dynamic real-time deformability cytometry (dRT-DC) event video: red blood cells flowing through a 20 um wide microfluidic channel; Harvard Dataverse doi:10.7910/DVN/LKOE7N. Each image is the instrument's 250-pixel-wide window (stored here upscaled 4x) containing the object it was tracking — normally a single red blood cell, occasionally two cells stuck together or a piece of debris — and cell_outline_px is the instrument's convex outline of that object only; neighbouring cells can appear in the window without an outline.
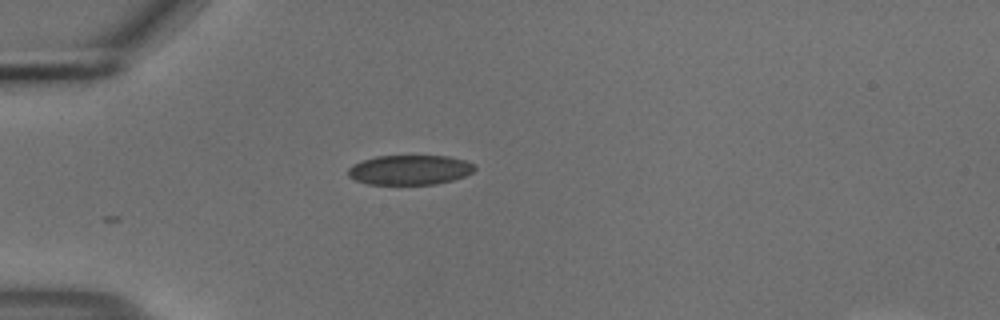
{"species": "common noctule bat (a hibernating species)", "species_latin": "Nyctalus noctula", "temperature_condition": "cold", "stored_images_in_passage": 4, "camera_frame_rate_fps": 3000, "um_per_image_px": 0.085, "animal": {"sex": "male", "body_mass_g": 18.8}, "frame": {"image": 1, "passage_image": 1, "time_ms": 0.0, "image_size_px": [1000, 320], "cell_outline_px": [[476, 168], [472, 172], [464, 176], [452, 180], [436, 184], [368, 184], [356, 180], [348, 176], [348, 168], [352, 164], [376, 156], [448, 156], [464, 160], [472, 164]], "centroid_in_image_um": [34.81, 14.44], "position_along_channel_um": 50.2, "area_um2": 21.79}}